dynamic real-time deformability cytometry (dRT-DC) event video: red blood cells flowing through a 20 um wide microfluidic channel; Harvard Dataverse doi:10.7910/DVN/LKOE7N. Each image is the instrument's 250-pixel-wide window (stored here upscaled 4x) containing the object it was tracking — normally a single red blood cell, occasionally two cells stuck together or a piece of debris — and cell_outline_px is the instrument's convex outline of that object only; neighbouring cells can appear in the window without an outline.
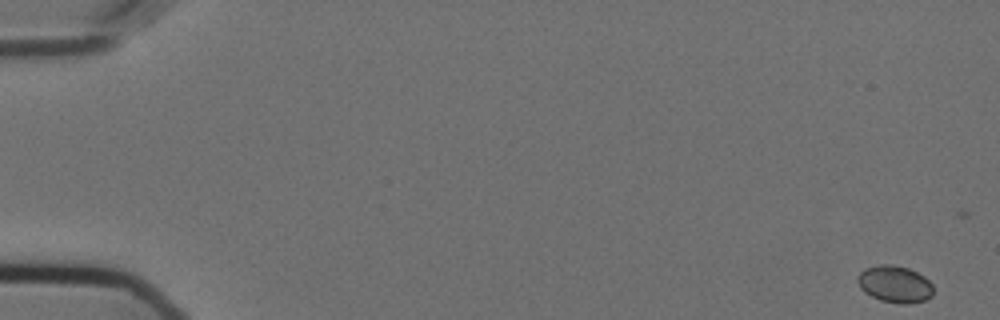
{"species": "Egyptian fruit bat (a non-hibernating species)", "species_latin": "Rousettus aegyptiacus", "temperature_condition": "cold", "stored_images_in_passage": 18, "camera_frame_rate_fps": 3000, "um_per_image_px": 0.085, "animal": {"sex": "female"}, "frame": {"image": 1, "passage_image": 1, "time_ms": 0.0, "image_size_px": [1000, 320], "cell_outline_px": [[932, 296], [924, 300], [908, 304], [900, 304], [880, 300], [864, 292], [860, 288], [856, 280], [856, 276], [864, 268], [880, 264], [892, 264], [908, 268], [924, 276], [932, 284]], "centroid_in_image_um": [76.02, 24.14], "position_along_channel_um": 9.0, "area_um2": 16.42}}
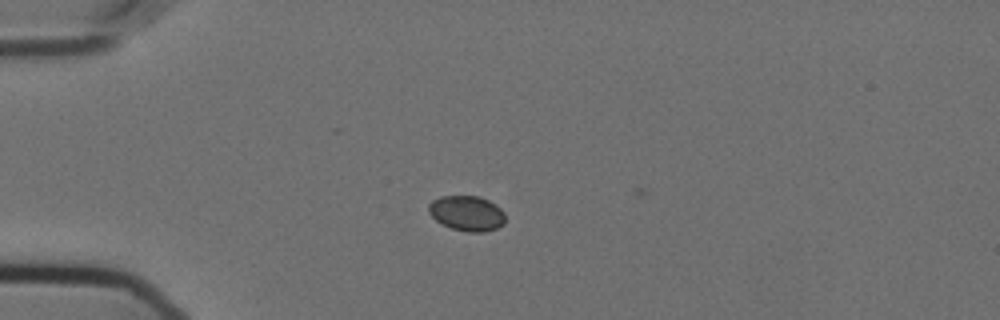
{"frame": {"image": 2, "passage_image": 15, "time_ms": 4.667, "image_size_px": [1000, 320], "cell_outline_px": [[504, 224], [496, 228], [484, 232], [468, 232], [452, 228], [436, 220], [428, 212], [428, 204], [432, 200], [440, 196], [480, 196], [488, 200], [500, 208], [504, 212]], "centroid_in_image_um": [39.67, 18.12], "position_along_channel_um": 45.3, "area_um2": 15.66}}